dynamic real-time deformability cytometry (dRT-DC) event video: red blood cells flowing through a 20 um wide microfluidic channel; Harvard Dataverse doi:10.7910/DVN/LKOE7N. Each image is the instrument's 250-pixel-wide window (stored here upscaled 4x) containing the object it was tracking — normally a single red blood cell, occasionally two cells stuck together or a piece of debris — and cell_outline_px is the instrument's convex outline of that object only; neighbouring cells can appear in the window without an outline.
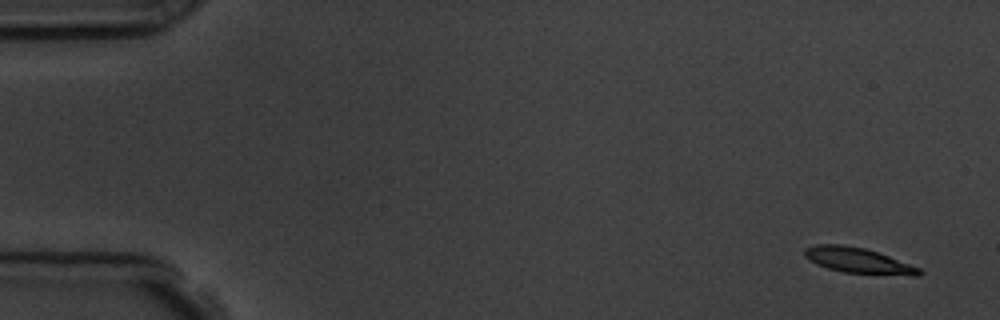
{"species": "common noctule bat (a hibernating species)", "species_latin": "Nyctalus noctula", "temperature_condition": "room temperature", "stored_images_in_passage": 5, "camera_frame_rate_fps": 3000, "um_per_image_px": 0.085, "animal": {"sex": "male", "body_mass_g": 19.5, "forearm_length_mm": 54.6}, "frame": {"image": 1, "passage_image": 1, "time_ms": 0.0, "image_size_px": [1000, 320], "cell_outline_px": [[924, 272], [920, 276], [912, 276], [844, 272], [828, 268], [816, 264], [808, 260], [804, 256], [804, 248], [816, 244], [840, 244], [864, 248], [888, 256], [920, 268]], "centroid_in_image_um": [72.93, 22.15], "position_along_channel_um": 12.1, "area_um2": 16.99}}
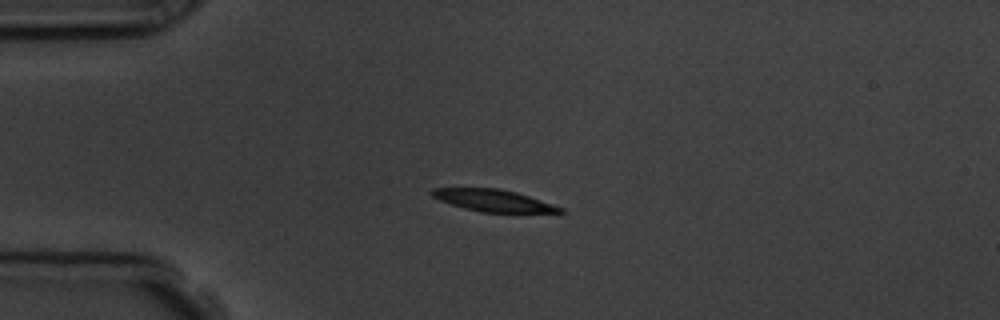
{"frame": {"image": 2, "passage_image": 4, "time_ms": 3.667, "image_size_px": [1000, 320], "cell_outline_px": [[564, 212], [480, 212], [464, 208], [440, 200], [432, 196], [428, 192], [432, 188], [500, 188], [516, 192], [564, 208]], "centroid_in_image_um": [41.89, 17.03], "position_along_channel_um": 43.1, "area_um2": 16.18}}